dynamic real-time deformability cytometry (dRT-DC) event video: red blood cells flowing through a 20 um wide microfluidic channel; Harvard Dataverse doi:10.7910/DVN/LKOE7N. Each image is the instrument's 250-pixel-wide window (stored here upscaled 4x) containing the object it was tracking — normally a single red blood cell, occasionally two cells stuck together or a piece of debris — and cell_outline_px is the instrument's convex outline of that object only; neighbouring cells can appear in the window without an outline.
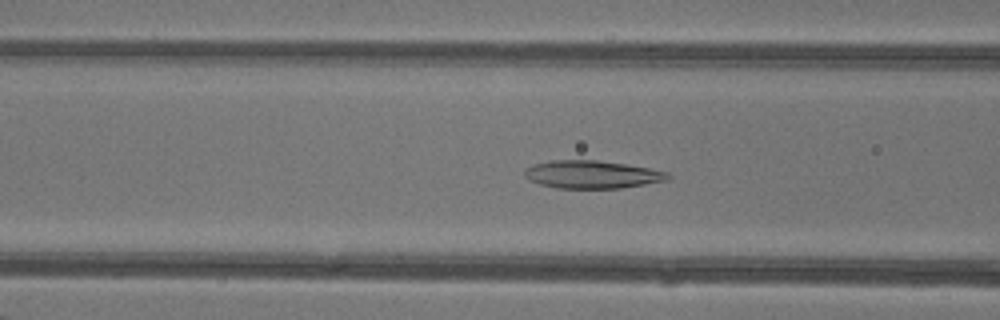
{"species": "common noctule bat (a hibernating species)", "species_latin": "Nyctalus noctula", "temperature_condition": "warm", "stored_images_in_passage": 48, "camera_frame_rate_fps": 3000, "um_per_image_px": 0.085, "animal": {"sex": "female"}, "frame": {"image": 1, "passage_image": 19, "time_ms": 6.0, "image_size_px": [1000, 320], "cell_outline_px": [[672, 176], [668, 180], [620, 188], [556, 188], [540, 184], [524, 176], [524, 168], [536, 164], [552, 160], [596, 160], [628, 164], [668, 172]], "centroid_in_image_um": [50.34, 14.82], "position_along_channel_um": 116.3, "area_um2": 23.18}}
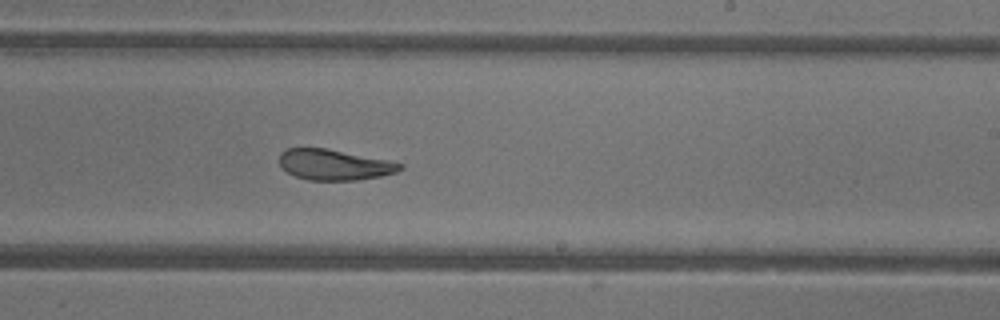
{"frame": {"image": 2, "passage_image": 29, "time_ms": 9.333, "image_size_px": [1000, 320], "cell_outline_px": [[404, 168], [396, 172], [380, 176], [360, 180], [308, 180], [296, 176], [288, 172], [280, 164], [280, 152], [288, 148], [324, 148], [388, 160], [404, 164]], "centroid_in_image_um": [28.44, 14.0], "position_along_channel_um": 260.6, "area_um2": 21.39}}
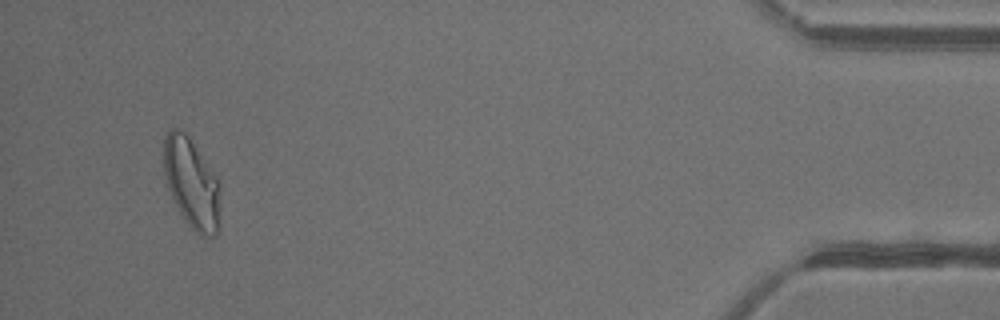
{"frame": {"image": 3, "passage_image": 45, "time_ms": 14.667, "image_size_px": [1000, 320], "cell_outline_px": [[220, 224], [216, 236], [200, 236], [188, 224], [172, 200], [168, 188], [164, 172], [164, 136], [172, 128], [176, 128], [184, 132], [188, 136], [216, 176], [220, 184]], "centroid_in_image_um": [16.31, 15.62], "position_along_channel_um": 418.9, "area_um2": 29.71}}